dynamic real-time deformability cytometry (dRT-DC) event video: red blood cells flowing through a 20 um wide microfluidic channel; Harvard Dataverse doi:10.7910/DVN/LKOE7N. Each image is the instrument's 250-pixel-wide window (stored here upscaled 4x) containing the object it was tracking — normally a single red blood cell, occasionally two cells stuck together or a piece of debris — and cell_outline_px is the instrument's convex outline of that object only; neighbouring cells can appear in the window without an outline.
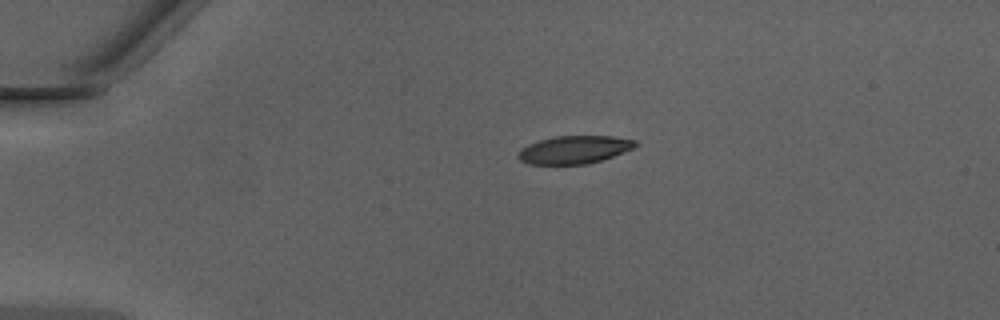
{"species": "Egyptian fruit bat (a non-hibernating species)", "species_latin": "Rousettus aegyptiacus", "temperature_condition": "warm", "stored_images_in_passage": 38, "camera_frame_rate_fps": 3000, "um_per_image_px": 0.085, "animal": {"sex": "male"}, "frame": {"image": 1, "passage_image": 1, "time_ms": 0.0, "image_size_px": [1000, 320], "cell_outline_px": [[640, 144], [636, 148], [588, 164], [528, 164], [520, 160], [516, 156], [520, 148], [528, 144], [540, 140], [556, 136], [612, 136], [636, 140]], "centroid_in_image_um": [48.83, 12.72], "position_along_channel_um": 36.2, "area_um2": 19.19}}
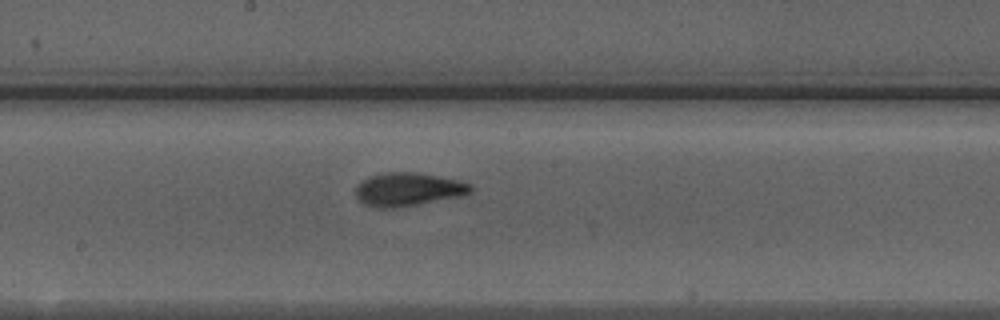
{"frame": {"image": 2, "passage_image": 17, "time_ms": 5.333, "image_size_px": [1000, 320], "cell_outline_px": [[472, 192], [468, 196], [392, 208], [380, 208], [364, 204], [356, 196], [356, 184], [368, 176], [388, 172], [412, 172], [460, 180], [472, 184]], "centroid_in_image_um": [34.74, 16.1], "position_along_channel_um": 213.5, "area_um2": 22.54}}
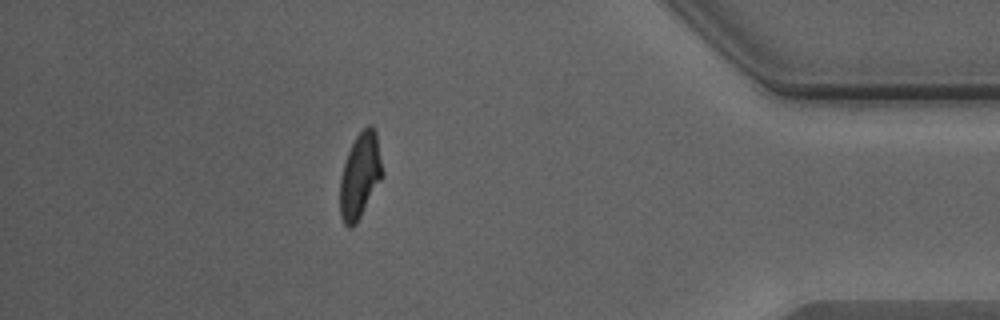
{"frame": {"image": 3, "passage_image": 33, "time_ms": 10.667, "image_size_px": [1000, 320], "cell_outline_px": [[384, 176], [356, 224], [352, 228], [348, 228], [344, 224], [340, 216], [340, 180], [344, 164], [348, 152], [356, 136], [368, 124], [372, 124], [376, 132], [384, 172]], "centroid_in_image_um": [30.62, 14.95], "position_along_channel_um": 404.6, "area_um2": 21.27}, "authors_computed_cell_mechanics": {"area_um2": 21.2415, "velocity_mm_per_s": 4.3073, "shape_relaxation_time_tau1_ms": 4.1246, "shape_relaxation_time_tau2_ms": 1.27, "deformation_change_tau1": 0.1795, "deformation_change_tau2": 0.0769}}